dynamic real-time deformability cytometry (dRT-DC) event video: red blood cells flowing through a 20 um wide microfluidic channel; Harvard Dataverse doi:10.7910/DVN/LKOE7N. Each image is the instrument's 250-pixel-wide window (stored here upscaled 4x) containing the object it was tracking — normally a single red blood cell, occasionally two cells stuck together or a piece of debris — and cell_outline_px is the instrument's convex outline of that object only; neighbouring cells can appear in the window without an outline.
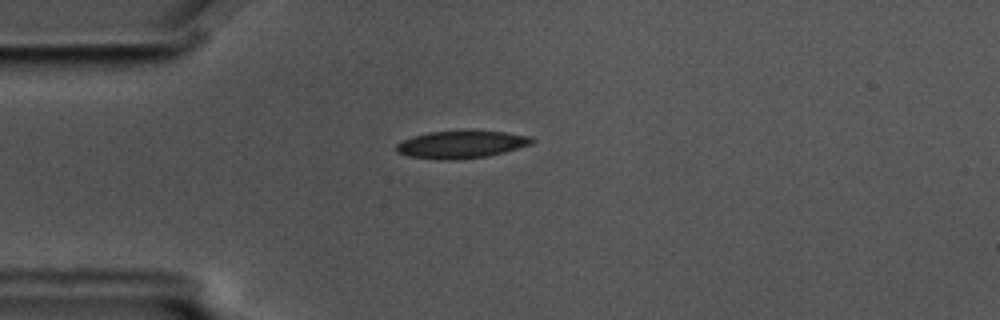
{"species": "common noctule bat (a hibernating species)", "species_latin": "Nyctalus noctula", "temperature_condition": "cold", "stored_images_in_passage": 7, "camera_frame_rate_fps": 3000, "um_per_image_px": 0.085, "animal": {"sex": "male", "body_mass_g": 17.5, "forearm_length_mm": 52.3}, "frame": {"image": 1, "passage_image": 1, "time_ms": 0.0, "image_size_px": [1000, 320], "cell_outline_px": [[536, 140], [532, 144], [504, 152], [488, 156], [456, 160], [440, 160], [408, 156], [396, 152], [396, 144], [412, 136], [428, 132], [508, 132], [532, 136]], "centroid_in_image_um": [39.22, 12.3], "position_along_channel_um": 45.8, "area_um2": 21.56}}